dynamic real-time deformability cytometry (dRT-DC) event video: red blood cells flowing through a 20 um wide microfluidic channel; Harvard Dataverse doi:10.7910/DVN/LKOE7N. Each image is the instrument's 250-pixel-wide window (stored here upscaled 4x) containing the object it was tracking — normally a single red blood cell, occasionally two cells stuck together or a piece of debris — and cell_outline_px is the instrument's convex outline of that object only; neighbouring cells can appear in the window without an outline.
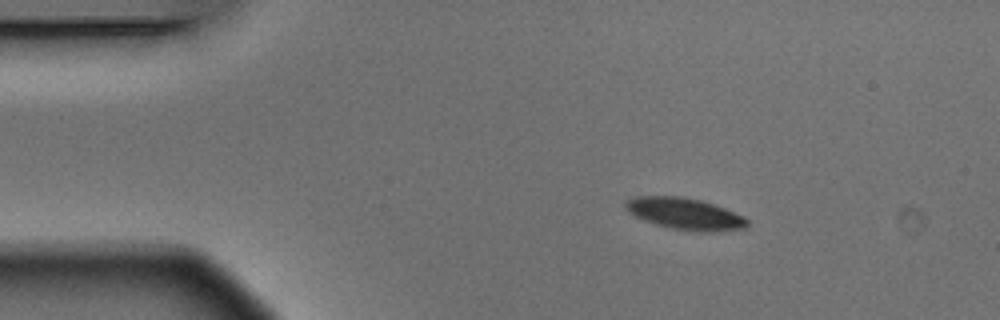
{"species": "Egyptian fruit bat (a non-hibernating species)", "species_latin": "Rousettus aegyptiacus", "temperature_condition": "warm", "stored_images_in_passage": 4, "camera_frame_rate_fps": 3000, "um_per_image_px": 0.085, "animal": {"sex": "male"}, "frame": {"image": 1, "passage_image": 2, "time_ms": 0.333, "image_size_px": [1000, 320], "cell_outline_px": [[748, 228], [712, 232], [696, 232], [672, 228], [656, 224], [644, 220], [628, 212], [624, 208], [624, 204], [628, 200], [636, 196], [676, 196], [700, 200], [724, 208], [744, 216], [748, 220]], "centroid_in_image_um": [58.23, 18.18], "position_along_channel_um": 26.8, "area_um2": 22.37}}